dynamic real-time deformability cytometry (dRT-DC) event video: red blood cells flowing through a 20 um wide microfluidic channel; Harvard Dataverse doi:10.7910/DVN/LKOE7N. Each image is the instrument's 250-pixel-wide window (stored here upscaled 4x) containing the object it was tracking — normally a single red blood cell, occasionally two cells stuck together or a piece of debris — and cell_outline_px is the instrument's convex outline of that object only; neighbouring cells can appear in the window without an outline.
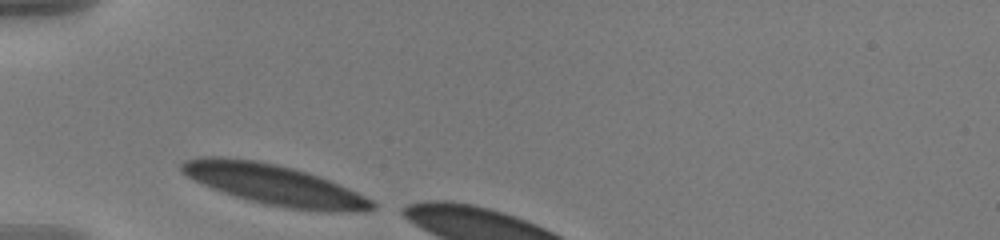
{"species": "human", "species_latin": "Homo sapiens", "temperature_condition": "warm", "stored_images_in_passage": 5, "camera_frame_rate_fps": 3000, "um_per_image_px": 0.085, "donor": {"sex": "male"}, "frame": {"image": 1, "passage_image": 1, "time_ms": 0.0, "image_size_px": [1000, 240], "cell_outline_px": [[376, 208], [364, 212], [332, 212], [288, 208], [264, 204], [236, 196], [212, 188], [180, 172], [180, 164], [184, 160], [200, 156], [224, 156], [256, 160], [276, 164], [308, 172], [320, 176], [340, 184], [372, 200], [376, 204]], "centroid_in_image_um": [23.33, 15.69], "position_along_channel_um": 61.7, "area_um2": 44.97}}